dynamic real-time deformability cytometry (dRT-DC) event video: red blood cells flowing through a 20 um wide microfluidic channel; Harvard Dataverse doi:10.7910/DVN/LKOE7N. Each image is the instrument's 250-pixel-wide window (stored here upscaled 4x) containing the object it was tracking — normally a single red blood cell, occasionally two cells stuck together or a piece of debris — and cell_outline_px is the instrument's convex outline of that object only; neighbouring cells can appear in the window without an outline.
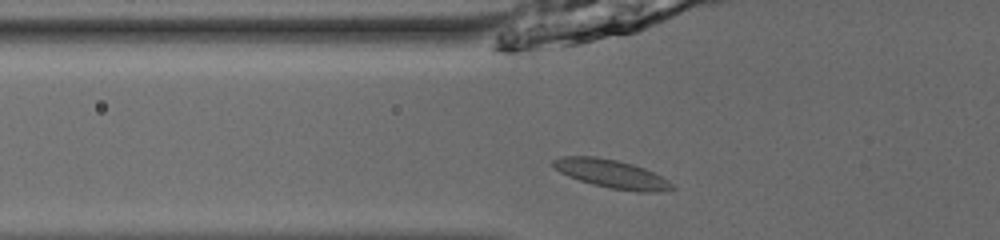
{"species": "common noctule bat (a hibernating species)", "species_latin": "Nyctalus noctula", "temperature_condition": "room temperature", "stored_images_in_passage": 34, "camera_frame_rate_fps": 3000, "um_per_image_px": 0.085, "animal": {"sex": "male", "body_mass_g": 13.0, "forearm_length_mm": 53.1}, "frame": {"image": 1, "passage_image": 2, "time_ms": 0.333, "image_size_px": [1000, 240], "cell_outline_px": [[676, 188], [660, 192], [636, 192], [612, 188], [592, 184], [568, 176], [560, 172], [552, 164], [552, 160], [560, 156], [596, 156], [616, 160], [632, 164], [644, 168], [668, 180]], "centroid_in_image_um": [51.98, 14.78], "position_along_channel_um": 73.8, "area_um2": 19.59}}
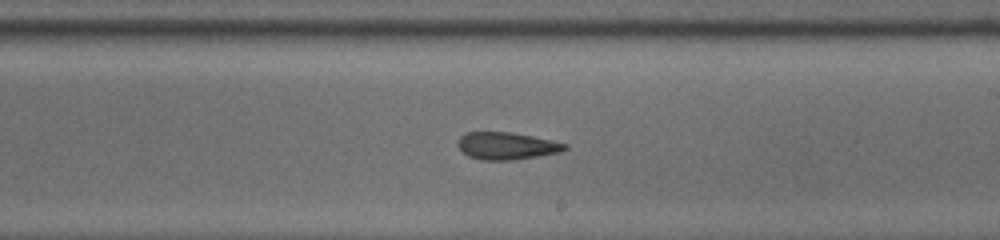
{"frame": {"image": 2, "passage_image": 15, "time_ms": 4.667, "image_size_px": [1000, 240], "cell_outline_px": [[568, 148], [560, 152], [536, 156], [508, 160], [480, 160], [468, 156], [456, 144], [460, 136], [468, 132], [508, 132], [532, 136], [552, 140], [568, 144]], "centroid_in_image_um": [43.05, 12.39], "position_along_channel_um": 245.9, "area_um2": 16.88}}
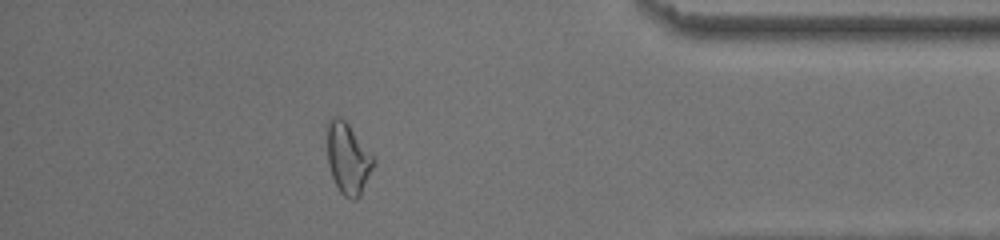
{"frame": {"image": 3, "passage_image": 29, "time_ms": 9.333, "image_size_px": [1000, 240], "cell_outline_px": [[376, 160], [360, 196], [356, 200], [352, 200], [344, 196], [340, 192], [332, 176], [328, 164], [324, 132], [328, 120], [332, 116], [340, 116], [348, 124]], "centroid_in_image_um": [29.52, 13.43], "position_along_channel_um": 405.7, "area_um2": 19.54}}